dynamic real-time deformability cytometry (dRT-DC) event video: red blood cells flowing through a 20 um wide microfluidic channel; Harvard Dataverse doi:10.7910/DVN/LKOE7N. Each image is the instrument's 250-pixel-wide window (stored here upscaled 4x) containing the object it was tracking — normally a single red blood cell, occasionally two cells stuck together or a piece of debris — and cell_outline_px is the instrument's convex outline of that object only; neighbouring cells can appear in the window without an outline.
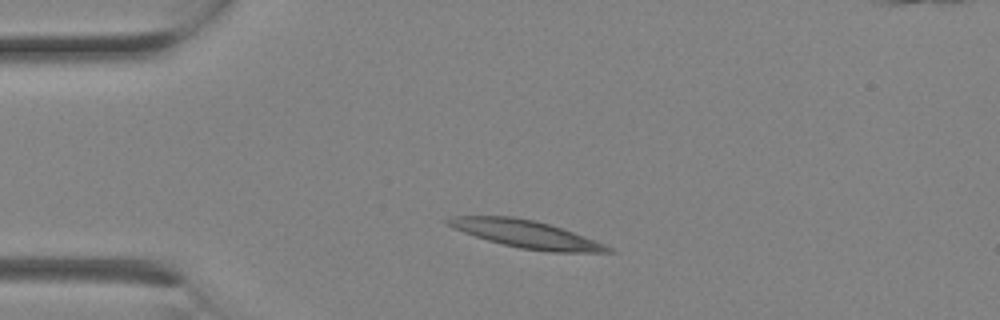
{"species": "Egyptian fruit bat (a non-hibernating species)", "species_latin": "Rousettus aegyptiacus", "temperature_condition": "room temperature", "stored_images_in_passage": 2, "camera_frame_rate_fps": 3000, "um_per_image_px": 0.085, "animal": {"sex": "female"}, "frame": {"image": 1, "passage_image": 2, "time_ms": 0.333, "image_size_px": [1000, 320], "cell_outline_px": [[616, 252], [552, 252], [520, 248], [488, 240], [452, 228], [444, 220], [452, 216], [512, 216], [536, 220], [584, 236], [604, 244], [612, 248]], "centroid_in_image_um": [44.71, 19.89], "position_along_channel_um": 40.3, "area_um2": 25.32}}